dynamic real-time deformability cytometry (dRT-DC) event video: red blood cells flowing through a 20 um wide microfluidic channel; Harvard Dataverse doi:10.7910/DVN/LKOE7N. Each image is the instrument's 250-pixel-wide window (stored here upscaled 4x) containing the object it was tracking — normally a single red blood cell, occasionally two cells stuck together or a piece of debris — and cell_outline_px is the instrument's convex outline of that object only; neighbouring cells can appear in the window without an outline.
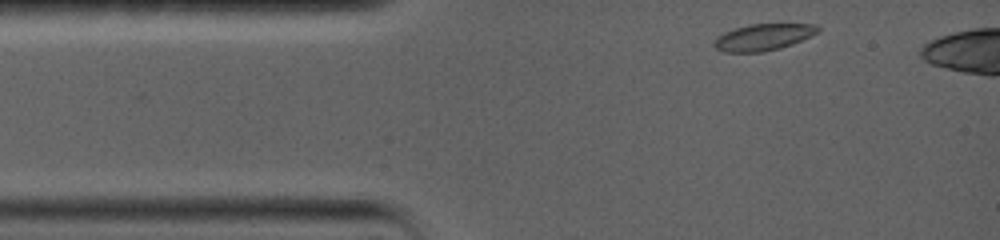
{"species": "common noctule bat (a hibernating species)", "species_latin": "Nyctalus noctula", "temperature_condition": "warm", "stored_images_in_passage": 23, "camera_frame_rate_fps": 5000, "um_per_image_px": 0.085, "animal": {"sex": "female", "body_mass_g": 19.0, "forearm_length_mm": 56.7}, "frame": {"image": 1, "passage_image": 3, "time_ms": 0.6, "image_size_px": [1000, 240], "cell_outline_px": [[820, 32], [792, 44], [780, 48], [764, 52], [724, 52], [716, 48], [712, 44], [716, 36], [724, 32], [748, 24], [816, 24], [820, 28]], "centroid_in_image_um": [64.87, 3.16], "position_along_channel_um": 20.1, "area_um2": 16.18}}
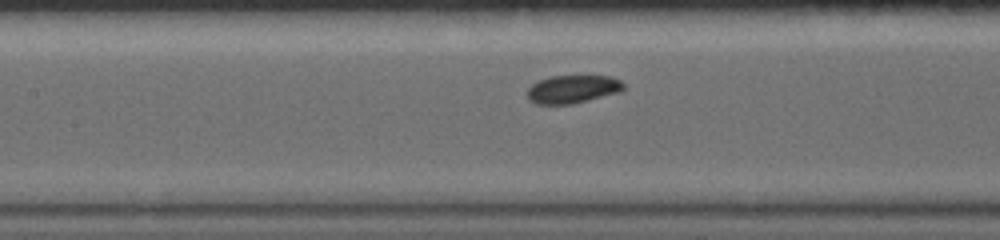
{"frame": {"image": 2, "passage_image": 16, "time_ms": 5.4, "image_size_px": [1000, 240], "cell_outline_px": [[624, 88], [620, 92], [572, 104], [536, 104], [528, 100], [524, 92], [532, 84], [540, 80], [552, 76], [612, 76], [620, 80], [624, 84]], "centroid_in_image_um": [48.64, 7.58], "position_along_channel_um": 158.8, "area_um2": 15.9}}
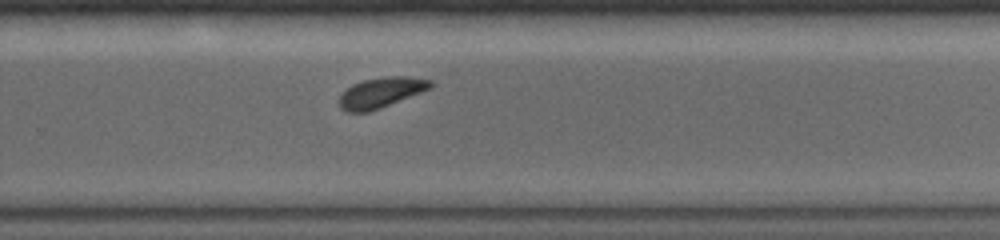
{"frame": {"image": 3, "passage_image": 23, "time_ms": 9.2, "image_size_px": [1000, 240], "cell_outline_px": [[436, 84], [432, 88], [380, 108], [368, 112], [348, 112], [340, 108], [336, 100], [352, 84], [364, 80], [388, 76], [408, 76], [432, 80]], "centroid_in_image_um": [32.4, 7.86], "position_along_channel_um": 297.4, "area_um2": 16.24}}